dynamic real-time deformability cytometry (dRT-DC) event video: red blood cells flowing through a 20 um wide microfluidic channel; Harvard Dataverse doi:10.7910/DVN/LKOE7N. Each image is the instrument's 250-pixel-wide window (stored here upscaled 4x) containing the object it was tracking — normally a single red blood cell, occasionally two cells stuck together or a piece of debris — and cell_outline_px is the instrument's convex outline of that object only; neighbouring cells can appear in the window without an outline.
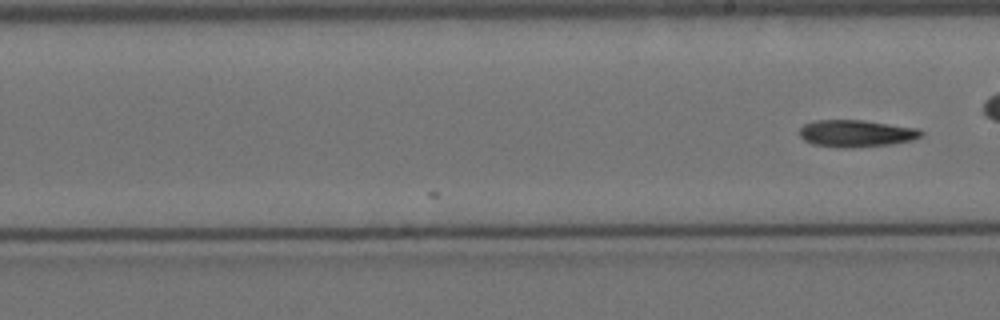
{"species": "Egyptian fruit bat (a non-hibernating species)", "species_latin": "Rousettus aegyptiacus", "temperature_condition": "cold", "stored_images_in_passage": 13, "camera_frame_rate_fps": 3000, "um_per_image_px": 0.085, "animal": {"sex": "female"}, "frame": {"image": 1, "passage_image": 13, "time_ms": 4.0, "image_size_px": [1000, 320], "cell_outline_px": [[924, 136], [912, 140], [892, 144], [852, 148], [840, 148], [812, 144], [804, 140], [800, 136], [800, 128], [804, 124], [816, 120], [860, 120], [920, 128], [924, 132]], "centroid_in_image_um": [72.81, 11.35], "position_along_channel_um": 216.2, "area_um2": 19.36}}